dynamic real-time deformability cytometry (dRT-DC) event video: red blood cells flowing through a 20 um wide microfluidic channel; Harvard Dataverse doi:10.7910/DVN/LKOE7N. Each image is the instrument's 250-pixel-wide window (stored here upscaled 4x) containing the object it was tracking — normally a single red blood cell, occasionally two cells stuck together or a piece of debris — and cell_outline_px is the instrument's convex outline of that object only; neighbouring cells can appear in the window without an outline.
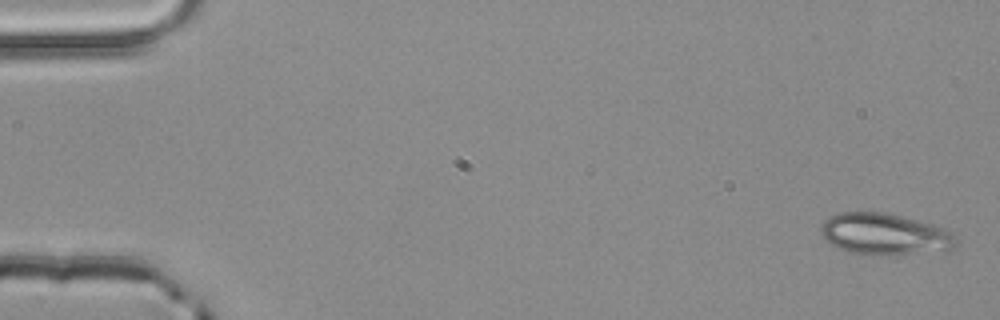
{"species": "common noctule bat (a hibernating species)", "species_latin": "Nyctalus noctula", "temperature_condition": "room temperature", "stored_images_in_passage": 4, "camera_frame_rate_fps": 3000, "um_per_image_px": 0.085, "animal": {"sex": "male", "body_mass_g": 20.4}, "frame": {"image": 1, "passage_image": 1, "time_ms": 0.0, "image_size_px": [1000, 320], "cell_outline_px": [[960, 244], [956, 248], [880, 256], [872, 256], [848, 252], [832, 244], [820, 232], [820, 228], [824, 220], [840, 212], [884, 212], [932, 224], [948, 232]], "centroid_in_image_um": [75.15, 19.91], "position_along_channel_um": 9.9, "area_um2": 32.19}}